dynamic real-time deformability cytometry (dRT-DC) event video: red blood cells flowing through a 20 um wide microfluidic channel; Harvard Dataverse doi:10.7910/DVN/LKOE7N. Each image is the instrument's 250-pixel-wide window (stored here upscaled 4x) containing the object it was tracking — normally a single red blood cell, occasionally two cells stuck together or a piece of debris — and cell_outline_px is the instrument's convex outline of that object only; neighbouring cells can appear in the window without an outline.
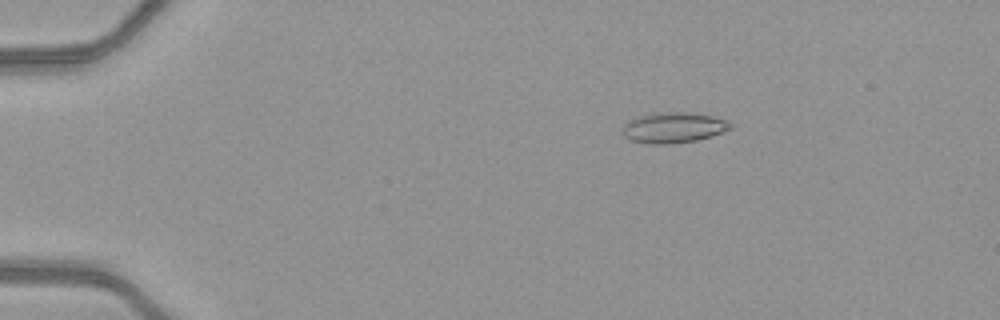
{"species": "common noctule bat (a hibernating species)", "species_latin": "Nyctalus noctula", "temperature_condition": "warm", "stored_images_in_passage": 52, "camera_frame_rate_fps": 3000, "um_per_image_px": 0.085, "animal": {"sex": "female", "body_mass_g": 21.9}, "frame": {"image": 1, "passage_image": 10, "time_ms": 3.0, "image_size_px": [1000, 320], "cell_outline_px": [[732, 128], [724, 132], [696, 140], [668, 144], [652, 144], [632, 140], [624, 136], [624, 124], [628, 120], [640, 116], [668, 112], [684, 112], [712, 116], [724, 120], [732, 124]], "centroid_in_image_um": [57.26, 10.85], "position_along_channel_um": 27.7, "area_um2": 18.79}}
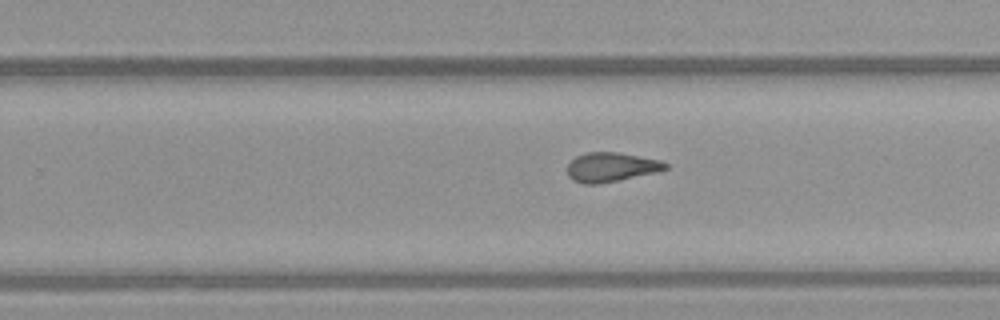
{"frame": {"image": 2, "passage_image": 34, "time_ms": 11.0, "image_size_px": [1000, 320], "cell_outline_px": [[668, 168], [656, 172], [600, 184], [584, 184], [572, 180], [568, 176], [568, 164], [576, 156], [588, 152], [620, 152], [660, 160], [668, 164]], "centroid_in_image_um": [51.94, 14.2], "position_along_channel_um": 277.9, "area_um2": 16.76}}
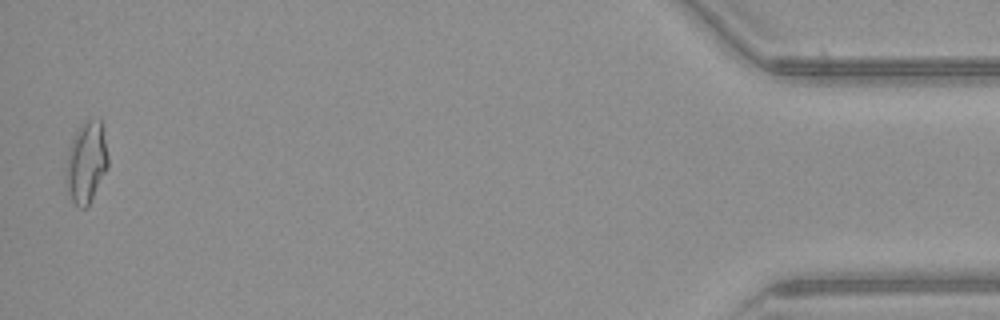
{"frame": {"image": 3, "passage_image": 51, "time_ms": 16.667, "image_size_px": [1000, 320], "cell_outline_px": [[108, 168], [88, 208], [80, 208], [72, 200], [68, 188], [64, 168], [72, 140], [76, 132], [88, 120], [100, 120], [108, 156]], "centroid_in_image_um": [7.34, 13.87], "position_along_channel_um": 427.9, "area_um2": 19.59}, "authors_computed_cell_mechanics": {"area_um2": 17.8602, "velocity_mm_per_s": 4.1484, "shape_relaxation_time_tau1_ms": null, "shape_relaxation_time_tau2_ms": 1.5067, "deformation_change_tau1": null, "deformation_change_tau2": 0.0992}}